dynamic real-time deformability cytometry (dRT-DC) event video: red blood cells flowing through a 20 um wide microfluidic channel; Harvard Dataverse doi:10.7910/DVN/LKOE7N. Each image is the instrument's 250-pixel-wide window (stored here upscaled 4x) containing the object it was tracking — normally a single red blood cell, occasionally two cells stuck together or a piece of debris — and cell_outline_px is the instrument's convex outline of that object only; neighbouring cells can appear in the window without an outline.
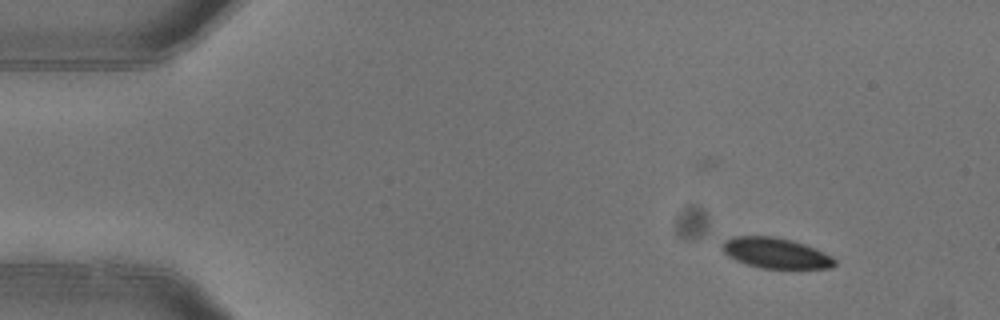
{"species": "common noctule bat (a hibernating species)", "species_latin": "Nyctalus noctula", "temperature_condition": "warm", "stored_images_in_passage": 3, "camera_frame_rate_fps": 3000, "um_per_image_px": 0.085, "animal": {"sex": "female"}, "frame": {"image": 1, "passage_image": 1, "time_ms": 0.0, "image_size_px": [1000, 320], "cell_outline_px": [[836, 264], [828, 268], [760, 268], [736, 260], [728, 256], [720, 248], [720, 244], [724, 240], [732, 236], [776, 236], [792, 240], [816, 248], [832, 256], [836, 260]], "centroid_in_image_um": [65.91, 21.49], "position_along_channel_um": 19.1, "area_um2": 20.11}}
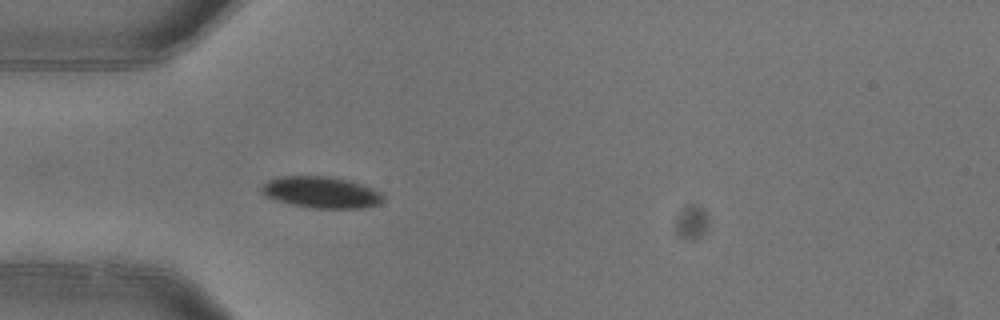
{"frame": {"image": 2, "passage_image": 3, "time_ms": 0.667, "image_size_px": [1000, 320], "cell_outline_px": [[384, 200], [380, 204], [364, 208], [308, 208], [292, 204], [264, 196], [260, 192], [260, 188], [268, 180], [280, 176], [328, 176], [352, 180], [372, 188], [380, 192], [384, 196]], "centroid_in_image_um": [27.32, 16.34], "position_along_channel_um": 57.7, "area_um2": 22.54}}